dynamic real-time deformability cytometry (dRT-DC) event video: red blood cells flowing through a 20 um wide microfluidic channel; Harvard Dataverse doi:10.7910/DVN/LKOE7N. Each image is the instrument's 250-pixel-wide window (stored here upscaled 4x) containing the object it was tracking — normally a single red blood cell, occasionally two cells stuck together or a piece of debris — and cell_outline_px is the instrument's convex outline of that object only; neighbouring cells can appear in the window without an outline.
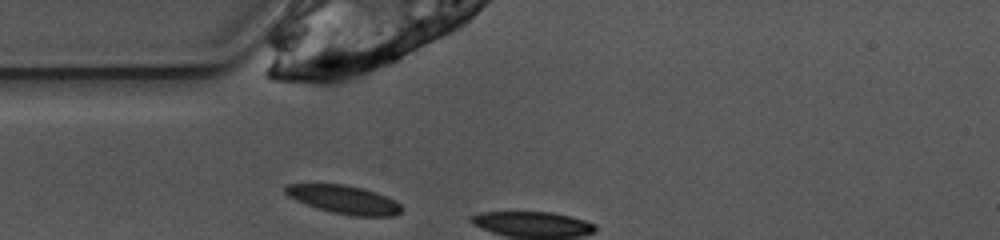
{"species": "common noctule bat (a hibernating species)", "species_latin": "Nyctalus noctula", "temperature_condition": "warm", "stored_images_in_passage": 3, "camera_frame_rate_fps": 3000, "um_per_image_px": 0.085, "animal": {"sex": "female", "body_mass_g": 10.0, "forearm_length_mm": 53.1}, "frame": {"image": 1, "passage_image": 1, "time_ms": 0.0, "image_size_px": [1000, 240], "cell_outline_px": [[400, 212], [392, 216], [352, 216], [332, 212], [296, 200], [288, 196], [284, 192], [284, 188], [288, 184], [344, 184], [364, 188], [376, 192], [400, 204]], "centroid_in_image_um": [29.22, 16.95], "position_along_channel_um": 55.8, "area_um2": 18.84}}